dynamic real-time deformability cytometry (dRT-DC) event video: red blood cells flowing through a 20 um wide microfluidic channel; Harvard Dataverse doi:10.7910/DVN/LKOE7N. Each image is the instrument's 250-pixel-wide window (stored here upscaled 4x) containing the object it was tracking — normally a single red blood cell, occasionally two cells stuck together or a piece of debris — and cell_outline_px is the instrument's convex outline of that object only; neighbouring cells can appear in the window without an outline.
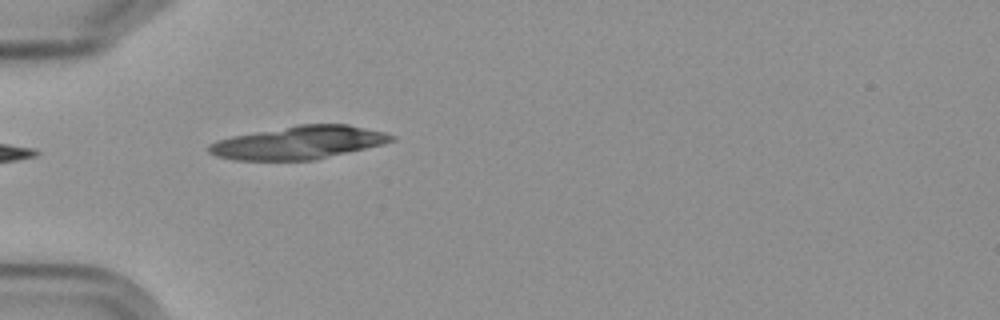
{"species": "Egyptian fruit bat (a non-hibernating species)", "species_latin": "Rousettus aegyptiacus", "temperature_condition": "cold", "stored_images_in_passage": 4, "camera_frame_rate_fps": 3000, "um_per_image_px": 0.085, "frame": {"image": 1, "passage_image": 4, "time_ms": 3.667, "image_size_px": [1000, 320], "cell_outline_px": [[396, 140], [384, 144], [312, 160], [232, 160], [216, 156], [208, 152], [208, 144], [216, 140], [232, 136], [296, 124], [348, 124], [384, 132], [396, 136]], "centroid_in_image_um": [25.37, 12.11], "position_along_channel_um": 59.6, "area_um2": 35.26}}